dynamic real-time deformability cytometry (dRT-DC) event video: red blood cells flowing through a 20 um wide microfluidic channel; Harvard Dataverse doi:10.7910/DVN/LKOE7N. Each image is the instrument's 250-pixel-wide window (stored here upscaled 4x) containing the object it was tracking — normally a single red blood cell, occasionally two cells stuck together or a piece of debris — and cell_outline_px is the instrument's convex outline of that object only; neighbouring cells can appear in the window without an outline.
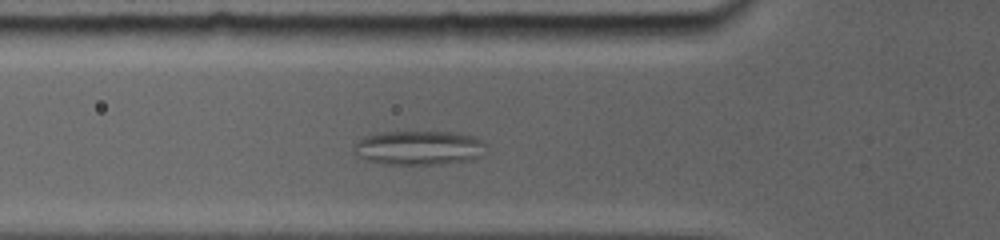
{"species": "common noctule bat (a hibernating species)", "species_latin": "Nyctalus noctula", "temperature_condition": "room temperature", "stored_images_in_passage": 15, "camera_frame_rate_fps": 5000, "um_per_image_px": 0.085, "animal": {"sex": "female", "body_mass_g": 19.0, "forearm_length_mm": 56.7}, "frame": {"image": 1, "passage_image": 4, "time_ms": 3.0, "image_size_px": [1000, 240], "cell_outline_px": [[480, 156], [472, 160], [444, 164], [380, 164], [364, 160], [356, 144], [360, 140], [368, 136], [392, 132], [440, 132], [464, 136], [480, 140]], "centroid_in_image_um": [35.58, 12.6], "position_along_channel_um": 90.2, "area_um2": 24.97}}
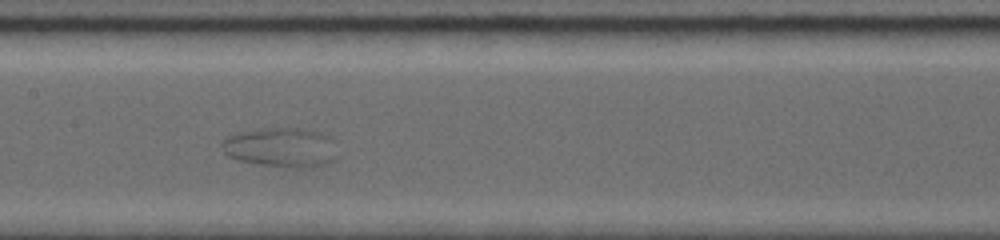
{"frame": {"image": 2, "passage_image": 9, "time_ms": 5.8, "image_size_px": [1000, 240], "cell_outline_px": [[332, 156], [328, 160], [316, 164], [300, 168], [284, 168], [260, 164], [240, 160], [228, 156], [224, 152], [220, 144], [224, 140], [232, 136], [256, 132], [296, 128], [304, 132]], "centroid_in_image_um": [23.48, 12.64], "position_along_channel_um": 183.9, "area_um2": 22.31}}
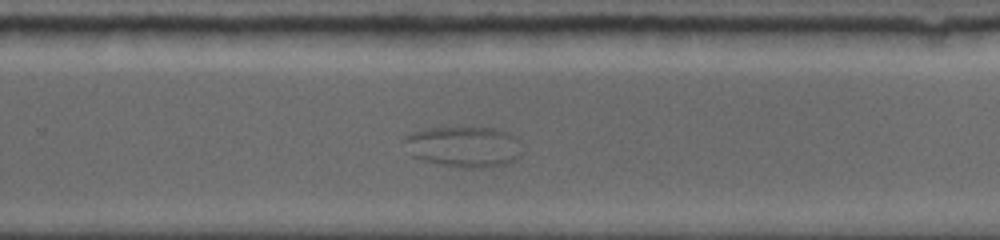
{"frame": {"image": 3, "passage_image": 15, "time_ms": 9.0, "image_size_px": [1000, 240], "cell_outline_px": [[520, 156], [504, 164], [484, 168], [468, 168], [444, 164], [424, 160], [412, 156], [404, 140], [404, 136], [424, 128], [492, 128], [516, 136], [520, 152]], "centroid_in_image_um": [39.41, 12.46], "position_along_channel_um": 290.4, "area_um2": 27.34}}